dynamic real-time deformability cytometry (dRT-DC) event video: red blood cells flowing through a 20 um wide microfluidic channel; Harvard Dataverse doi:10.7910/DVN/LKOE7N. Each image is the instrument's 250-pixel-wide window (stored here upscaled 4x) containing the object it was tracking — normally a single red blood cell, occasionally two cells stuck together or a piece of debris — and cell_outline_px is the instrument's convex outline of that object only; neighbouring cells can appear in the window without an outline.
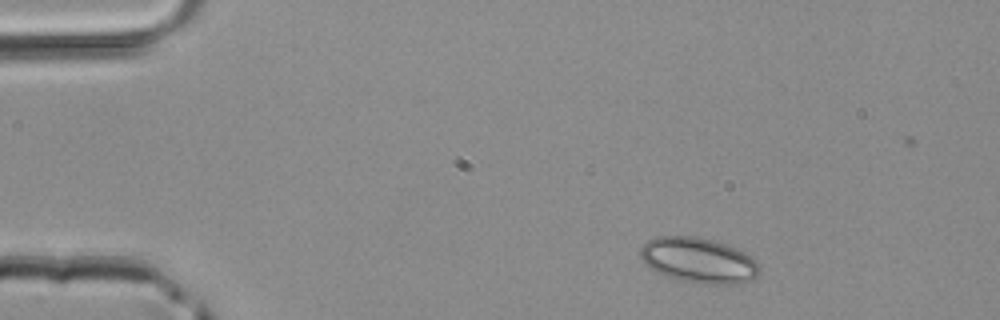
{"species": "common noctule bat (a hibernating species)", "species_latin": "Nyctalus noctula", "temperature_condition": "room temperature", "stored_images_in_passage": 2, "camera_frame_rate_fps": 3000, "um_per_image_px": 0.085, "animal": {"sex": "male", "body_mass_g": 20.4}, "frame": {"image": 1, "passage_image": 1, "time_ms": 0.0, "image_size_px": [1000, 320], "cell_outline_px": [[760, 272], [752, 280], [740, 284], [704, 284], [680, 280], [656, 272], [644, 264], [640, 256], [640, 248], [648, 240], [656, 236], [696, 236], [712, 240], [736, 248], [752, 256], [756, 260], [760, 268]], "centroid_in_image_um": [59.39, 22.13], "position_along_channel_um": 25.6, "area_um2": 31.67}}